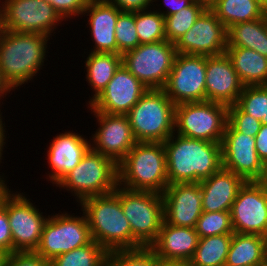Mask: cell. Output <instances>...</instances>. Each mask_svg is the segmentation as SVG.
<instances>
[{"label":"cell","mask_w":267,"mask_h":266,"mask_svg":"<svg viewBox=\"0 0 267 266\" xmlns=\"http://www.w3.org/2000/svg\"><path fill=\"white\" fill-rule=\"evenodd\" d=\"M234 69L244 86L267 85V57L243 47H227Z\"/></svg>","instance_id":"25"},{"label":"cell","mask_w":267,"mask_h":266,"mask_svg":"<svg viewBox=\"0 0 267 266\" xmlns=\"http://www.w3.org/2000/svg\"><path fill=\"white\" fill-rule=\"evenodd\" d=\"M208 8L227 30L238 23L261 19L266 9L257 0H213Z\"/></svg>","instance_id":"27"},{"label":"cell","mask_w":267,"mask_h":266,"mask_svg":"<svg viewBox=\"0 0 267 266\" xmlns=\"http://www.w3.org/2000/svg\"><path fill=\"white\" fill-rule=\"evenodd\" d=\"M0 203L7 211L13 252H35L48 220L46 215L44 216L43 212L24 196V193L15 192L14 194L8 187L1 192Z\"/></svg>","instance_id":"9"},{"label":"cell","mask_w":267,"mask_h":266,"mask_svg":"<svg viewBox=\"0 0 267 266\" xmlns=\"http://www.w3.org/2000/svg\"><path fill=\"white\" fill-rule=\"evenodd\" d=\"M164 221L173 226L195 228L202 215L200 183H174L162 193Z\"/></svg>","instance_id":"19"},{"label":"cell","mask_w":267,"mask_h":266,"mask_svg":"<svg viewBox=\"0 0 267 266\" xmlns=\"http://www.w3.org/2000/svg\"><path fill=\"white\" fill-rule=\"evenodd\" d=\"M223 168L246 182L261 181L265 165L256 152L255 137L236 131L228 122L221 142Z\"/></svg>","instance_id":"15"},{"label":"cell","mask_w":267,"mask_h":266,"mask_svg":"<svg viewBox=\"0 0 267 266\" xmlns=\"http://www.w3.org/2000/svg\"><path fill=\"white\" fill-rule=\"evenodd\" d=\"M135 25L140 44L166 40L164 17L154 8L135 11Z\"/></svg>","instance_id":"33"},{"label":"cell","mask_w":267,"mask_h":266,"mask_svg":"<svg viewBox=\"0 0 267 266\" xmlns=\"http://www.w3.org/2000/svg\"><path fill=\"white\" fill-rule=\"evenodd\" d=\"M88 108L99 124L91 148L112 159L117 165L126 157L135 145L131 125L126 115H111Z\"/></svg>","instance_id":"17"},{"label":"cell","mask_w":267,"mask_h":266,"mask_svg":"<svg viewBox=\"0 0 267 266\" xmlns=\"http://www.w3.org/2000/svg\"><path fill=\"white\" fill-rule=\"evenodd\" d=\"M122 65V55L114 53L89 52L85 61L86 81L93 89L90 104L107 86L115 72Z\"/></svg>","instance_id":"29"},{"label":"cell","mask_w":267,"mask_h":266,"mask_svg":"<svg viewBox=\"0 0 267 266\" xmlns=\"http://www.w3.org/2000/svg\"><path fill=\"white\" fill-rule=\"evenodd\" d=\"M118 185L162 194L169 185L163 143L136 142L118 164Z\"/></svg>","instance_id":"4"},{"label":"cell","mask_w":267,"mask_h":266,"mask_svg":"<svg viewBox=\"0 0 267 266\" xmlns=\"http://www.w3.org/2000/svg\"><path fill=\"white\" fill-rule=\"evenodd\" d=\"M3 29L6 31L43 34L51 37L64 20L53 6L44 0L0 1ZM60 22V23H59Z\"/></svg>","instance_id":"12"},{"label":"cell","mask_w":267,"mask_h":266,"mask_svg":"<svg viewBox=\"0 0 267 266\" xmlns=\"http://www.w3.org/2000/svg\"><path fill=\"white\" fill-rule=\"evenodd\" d=\"M117 185L118 165L91 147L80 163L56 184L76 196L78 203L89 197L112 193Z\"/></svg>","instance_id":"6"},{"label":"cell","mask_w":267,"mask_h":266,"mask_svg":"<svg viewBox=\"0 0 267 266\" xmlns=\"http://www.w3.org/2000/svg\"><path fill=\"white\" fill-rule=\"evenodd\" d=\"M195 229L199 238L222 234H233L234 231L231 223V212H202Z\"/></svg>","instance_id":"36"},{"label":"cell","mask_w":267,"mask_h":266,"mask_svg":"<svg viewBox=\"0 0 267 266\" xmlns=\"http://www.w3.org/2000/svg\"><path fill=\"white\" fill-rule=\"evenodd\" d=\"M207 8V3L195 0L191 5L179 12L164 17L166 40L175 44L194 25Z\"/></svg>","instance_id":"32"},{"label":"cell","mask_w":267,"mask_h":266,"mask_svg":"<svg viewBox=\"0 0 267 266\" xmlns=\"http://www.w3.org/2000/svg\"><path fill=\"white\" fill-rule=\"evenodd\" d=\"M236 104L262 124H267V85L244 86Z\"/></svg>","instance_id":"34"},{"label":"cell","mask_w":267,"mask_h":266,"mask_svg":"<svg viewBox=\"0 0 267 266\" xmlns=\"http://www.w3.org/2000/svg\"><path fill=\"white\" fill-rule=\"evenodd\" d=\"M175 106L163 89H148L126 114L136 142L164 143L175 132Z\"/></svg>","instance_id":"5"},{"label":"cell","mask_w":267,"mask_h":266,"mask_svg":"<svg viewBox=\"0 0 267 266\" xmlns=\"http://www.w3.org/2000/svg\"><path fill=\"white\" fill-rule=\"evenodd\" d=\"M5 266H51L35 252H13L7 255Z\"/></svg>","instance_id":"39"},{"label":"cell","mask_w":267,"mask_h":266,"mask_svg":"<svg viewBox=\"0 0 267 266\" xmlns=\"http://www.w3.org/2000/svg\"><path fill=\"white\" fill-rule=\"evenodd\" d=\"M89 0H58V13L68 21L74 16H81ZM69 18V19H66Z\"/></svg>","instance_id":"41"},{"label":"cell","mask_w":267,"mask_h":266,"mask_svg":"<svg viewBox=\"0 0 267 266\" xmlns=\"http://www.w3.org/2000/svg\"><path fill=\"white\" fill-rule=\"evenodd\" d=\"M256 152L264 165L267 164V124H262L255 136Z\"/></svg>","instance_id":"43"},{"label":"cell","mask_w":267,"mask_h":266,"mask_svg":"<svg viewBox=\"0 0 267 266\" xmlns=\"http://www.w3.org/2000/svg\"><path fill=\"white\" fill-rule=\"evenodd\" d=\"M206 56L177 53L162 88L175 104L206 101Z\"/></svg>","instance_id":"13"},{"label":"cell","mask_w":267,"mask_h":266,"mask_svg":"<svg viewBox=\"0 0 267 266\" xmlns=\"http://www.w3.org/2000/svg\"><path fill=\"white\" fill-rule=\"evenodd\" d=\"M159 258L150 246L108 252L106 266H156Z\"/></svg>","instance_id":"35"},{"label":"cell","mask_w":267,"mask_h":266,"mask_svg":"<svg viewBox=\"0 0 267 266\" xmlns=\"http://www.w3.org/2000/svg\"><path fill=\"white\" fill-rule=\"evenodd\" d=\"M227 47H243L267 57V16L231 26Z\"/></svg>","instance_id":"28"},{"label":"cell","mask_w":267,"mask_h":266,"mask_svg":"<svg viewBox=\"0 0 267 266\" xmlns=\"http://www.w3.org/2000/svg\"><path fill=\"white\" fill-rule=\"evenodd\" d=\"M11 89L9 88V86L2 80V76L0 73V100L2 99V97L4 98V96L6 97V95H8L7 93L10 94ZM1 104V101H0Z\"/></svg>","instance_id":"47"},{"label":"cell","mask_w":267,"mask_h":266,"mask_svg":"<svg viewBox=\"0 0 267 266\" xmlns=\"http://www.w3.org/2000/svg\"><path fill=\"white\" fill-rule=\"evenodd\" d=\"M266 258V237L257 234L233 233L226 264L260 266Z\"/></svg>","instance_id":"26"},{"label":"cell","mask_w":267,"mask_h":266,"mask_svg":"<svg viewBox=\"0 0 267 266\" xmlns=\"http://www.w3.org/2000/svg\"><path fill=\"white\" fill-rule=\"evenodd\" d=\"M233 234H222L200 238L191 266H222L225 264Z\"/></svg>","instance_id":"30"},{"label":"cell","mask_w":267,"mask_h":266,"mask_svg":"<svg viewBox=\"0 0 267 266\" xmlns=\"http://www.w3.org/2000/svg\"><path fill=\"white\" fill-rule=\"evenodd\" d=\"M156 266H191L189 262L186 261H164L158 260Z\"/></svg>","instance_id":"46"},{"label":"cell","mask_w":267,"mask_h":266,"mask_svg":"<svg viewBox=\"0 0 267 266\" xmlns=\"http://www.w3.org/2000/svg\"><path fill=\"white\" fill-rule=\"evenodd\" d=\"M114 6H116L120 11H140L151 9L153 0H108ZM151 3V4H150Z\"/></svg>","instance_id":"42"},{"label":"cell","mask_w":267,"mask_h":266,"mask_svg":"<svg viewBox=\"0 0 267 266\" xmlns=\"http://www.w3.org/2000/svg\"><path fill=\"white\" fill-rule=\"evenodd\" d=\"M206 100L231 106L237 103L244 85L227 53L206 56Z\"/></svg>","instance_id":"20"},{"label":"cell","mask_w":267,"mask_h":266,"mask_svg":"<svg viewBox=\"0 0 267 266\" xmlns=\"http://www.w3.org/2000/svg\"><path fill=\"white\" fill-rule=\"evenodd\" d=\"M158 1V0H153V2ZM195 0H164L165 4L167 6V11H160L155 10L159 12L163 17L170 16L174 13L179 12L185 7H188L191 5Z\"/></svg>","instance_id":"44"},{"label":"cell","mask_w":267,"mask_h":266,"mask_svg":"<svg viewBox=\"0 0 267 266\" xmlns=\"http://www.w3.org/2000/svg\"><path fill=\"white\" fill-rule=\"evenodd\" d=\"M120 201L131 227L132 249L150 246L157 239L164 220L162 194L120 186Z\"/></svg>","instance_id":"7"},{"label":"cell","mask_w":267,"mask_h":266,"mask_svg":"<svg viewBox=\"0 0 267 266\" xmlns=\"http://www.w3.org/2000/svg\"><path fill=\"white\" fill-rule=\"evenodd\" d=\"M50 37L6 31L0 37V73L11 90L37 76L46 58ZM41 68V69H40Z\"/></svg>","instance_id":"2"},{"label":"cell","mask_w":267,"mask_h":266,"mask_svg":"<svg viewBox=\"0 0 267 266\" xmlns=\"http://www.w3.org/2000/svg\"><path fill=\"white\" fill-rule=\"evenodd\" d=\"M44 1L51 4L53 8L58 12V0H44Z\"/></svg>","instance_id":"51"},{"label":"cell","mask_w":267,"mask_h":266,"mask_svg":"<svg viewBox=\"0 0 267 266\" xmlns=\"http://www.w3.org/2000/svg\"><path fill=\"white\" fill-rule=\"evenodd\" d=\"M227 28L207 8L194 25L175 43L177 53L215 56L226 53Z\"/></svg>","instance_id":"16"},{"label":"cell","mask_w":267,"mask_h":266,"mask_svg":"<svg viewBox=\"0 0 267 266\" xmlns=\"http://www.w3.org/2000/svg\"><path fill=\"white\" fill-rule=\"evenodd\" d=\"M7 255L8 254L0 250V266H5Z\"/></svg>","instance_id":"48"},{"label":"cell","mask_w":267,"mask_h":266,"mask_svg":"<svg viewBox=\"0 0 267 266\" xmlns=\"http://www.w3.org/2000/svg\"><path fill=\"white\" fill-rule=\"evenodd\" d=\"M227 122L228 106L220 103L206 100L175 106V133L184 137L221 143Z\"/></svg>","instance_id":"8"},{"label":"cell","mask_w":267,"mask_h":266,"mask_svg":"<svg viewBox=\"0 0 267 266\" xmlns=\"http://www.w3.org/2000/svg\"><path fill=\"white\" fill-rule=\"evenodd\" d=\"M3 31H4V29H3V14H2L1 6H0V37H1Z\"/></svg>","instance_id":"52"},{"label":"cell","mask_w":267,"mask_h":266,"mask_svg":"<svg viewBox=\"0 0 267 266\" xmlns=\"http://www.w3.org/2000/svg\"><path fill=\"white\" fill-rule=\"evenodd\" d=\"M199 239L195 228L173 226L163 220L157 239L150 247L160 260L189 262Z\"/></svg>","instance_id":"23"},{"label":"cell","mask_w":267,"mask_h":266,"mask_svg":"<svg viewBox=\"0 0 267 266\" xmlns=\"http://www.w3.org/2000/svg\"><path fill=\"white\" fill-rule=\"evenodd\" d=\"M92 240L107 252L132 249V232L120 201V185L114 192L80 202Z\"/></svg>","instance_id":"3"},{"label":"cell","mask_w":267,"mask_h":266,"mask_svg":"<svg viewBox=\"0 0 267 266\" xmlns=\"http://www.w3.org/2000/svg\"><path fill=\"white\" fill-rule=\"evenodd\" d=\"M228 123L238 132L255 137L262 123L245 113L237 104L228 107Z\"/></svg>","instance_id":"38"},{"label":"cell","mask_w":267,"mask_h":266,"mask_svg":"<svg viewBox=\"0 0 267 266\" xmlns=\"http://www.w3.org/2000/svg\"><path fill=\"white\" fill-rule=\"evenodd\" d=\"M260 182L264 185V187H265V189L267 191V164L265 165L264 176H263V178H262V180Z\"/></svg>","instance_id":"49"},{"label":"cell","mask_w":267,"mask_h":266,"mask_svg":"<svg viewBox=\"0 0 267 266\" xmlns=\"http://www.w3.org/2000/svg\"><path fill=\"white\" fill-rule=\"evenodd\" d=\"M5 181L6 180L4 179L3 175L2 176L0 175V194L7 187V182Z\"/></svg>","instance_id":"50"},{"label":"cell","mask_w":267,"mask_h":266,"mask_svg":"<svg viewBox=\"0 0 267 266\" xmlns=\"http://www.w3.org/2000/svg\"><path fill=\"white\" fill-rule=\"evenodd\" d=\"M1 107V106H0ZM2 112H1V109H0V162H1V160H2V155H3V147L5 146V139H6V136H5V130H6V126L4 125L5 124V122L3 123V117H2V114H1ZM5 128V129H4ZM4 145V146H3Z\"/></svg>","instance_id":"45"},{"label":"cell","mask_w":267,"mask_h":266,"mask_svg":"<svg viewBox=\"0 0 267 266\" xmlns=\"http://www.w3.org/2000/svg\"><path fill=\"white\" fill-rule=\"evenodd\" d=\"M222 266H232V265H230V264H226V263H225V264H223Z\"/></svg>","instance_id":"56"},{"label":"cell","mask_w":267,"mask_h":266,"mask_svg":"<svg viewBox=\"0 0 267 266\" xmlns=\"http://www.w3.org/2000/svg\"><path fill=\"white\" fill-rule=\"evenodd\" d=\"M265 9H267V0H257Z\"/></svg>","instance_id":"53"},{"label":"cell","mask_w":267,"mask_h":266,"mask_svg":"<svg viewBox=\"0 0 267 266\" xmlns=\"http://www.w3.org/2000/svg\"><path fill=\"white\" fill-rule=\"evenodd\" d=\"M0 250L13 253V239L6 208L0 203Z\"/></svg>","instance_id":"40"},{"label":"cell","mask_w":267,"mask_h":266,"mask_svg":"<svg viewBox=\"0 0 267 266\" xmlns=\"http://www.w3.org/2000/svg\"><path fill=\"white\" fill-rule=\"evenodd\" d=\"M147 90L122 64L106 88L88 105L98 112L126 115Z\"/></svg>","instance_id":"18"},{"label":"cell","mask_w":267,"mask_h":266,"mask_svg":"<svg viewBox=\"0 0 267 266\" xmlns=\"http://www.w3.org/2000/svg\"><path fill=\"white\" fill-rule=\"evenodd\" d=\"M121 12L108 0L88 1L82 16H89L88 24L94 42L91 52L117 54L115 26Z\"/></svg>","instance_id":"22"},{"label":"cell","mask_w":267,"mask_h":266,"mask_svg":"<svg viewBox=\"0 0 267 266\" xmlns=\"http://www.w3.org/2000/svg\"><path fill=\"white\" fill-rule=\"evenodd\" d=\"M260 266H267V258L263 261V263Z\"/></svg>","instance_id":"54"},{"label":"cell","mask_w":267,"mask_h":266,"mask_svg":"<svg viewBox=\"0 0 267 266\" xmlns=\"http://www.w3.org/2000/svg\"><path fill=\"white\" fill-rule=\"evenodd\" d=\"M115 38L117 42V54L119 55L135 49L140 44L135 25V11H122L118 15L115 26Z\"/></svg>","instance_id":"37"},{"label":"cell","mask_w":267,"mask_h":266,"mask_svg":"<svg viewBox=\"0 0 267 266\" xmlns=\"http://www.w3.org/2000/svg\"><path fill=\"white\" fill-rule=\"evenodd\" d=\"M177 52L167 40L139 44L122 55V64L148 89H162Z\"/></svg>","instance_id":"10"},{"label":"cell","mask_w":267,"mask_h":266,"mask_svg":"<svg viewBox=\"0 0 267 266\" xmlns=\"http://www.w3.org/2000/svg\"><path fill=\"white\" fill-rule=\"evenodd\" d=\"M44 225L40 243L35 253L49 262L62 253L82 247L92 241L85 214L74 216L56 213Z\"/></svg>","instance_id":"11"},{"label":"cell","mask_w":267,"mask_h":266,"mask_svg":"<svg viewBox=\"0 0 267 266\" xmlns=\"http://www.w3.org/2000/svg\"><path fill=\"white\" fill-rule=\"evenodd\" d=\"M91 141L78 133H61L49 143L47 162L51 172L49 181L56 185L67 173L74 169L81 161L84 154L91 147Z\"/></svg>","instance_id":"21"},{"label":"cell","mask_w":267,"mask_h":266,"mask_svg":"<svg viewBox=\"0 0 267 266\" xmlns=\"http://www.w3.org/2000/svg\"><path fill=\"white\" fill-rule=\"evenodd\" d=\"M230 212L234 233L267 238V191L260 181L244 183Z\"/></svg>","instance_id":"14"},{"label":"cell","mask_w":267,"mask_h":266,"mask_svg":"<svg viewBox=\"0 0 267 266\" xmlns=\"http://www.w3.org/2000/svg\"><path fill=\"white\" fill-rule=\"evenodd\" d=\"M245 182L242 177L223 167L209 178L200 181L202 211H231L238 191Z\"/></svg>","instance_id":"24"},{"label":"cell","mask_w":267,"mask_h":266,"mask_svg":"<svg viewBox=\"0 0 267 266\" xmlns=\"http://www.w3.org/2000/svg\"><path fill=\"white\" fill-rule=\"evenodd\" d=\"M201 1H204L205 3L209 5L213 0H201Z\"/></svg>","instance_id":"55"},{"label":"cell","mask_w":267,"mask_h":266,"mask_svg":"<svg viewBox=\"0 0 267 266\" xmlns=\"http://www.w3.org/2000/svg\"><path fill=\"white\" fill-rule=\"evenodd\" d=\"M163 145L169 185L199 183L223 167L221 143L192 139L174 132Z\"/></svg>","instance_id":"1"},{"label":"cell","mask_w":267,"mask_h":266,"mask_svg":"<svg viewBox=\"0 0 267 266\" xmlns=\"http://www.w3.org/2000/svg\"><path fill=\"white\" fill-rule=\"evenodd\" d=\"M108 252L97 242L62 253L50 261L51 266H106Z\"/></svg>","instance_id":"31"}]
</instances>
